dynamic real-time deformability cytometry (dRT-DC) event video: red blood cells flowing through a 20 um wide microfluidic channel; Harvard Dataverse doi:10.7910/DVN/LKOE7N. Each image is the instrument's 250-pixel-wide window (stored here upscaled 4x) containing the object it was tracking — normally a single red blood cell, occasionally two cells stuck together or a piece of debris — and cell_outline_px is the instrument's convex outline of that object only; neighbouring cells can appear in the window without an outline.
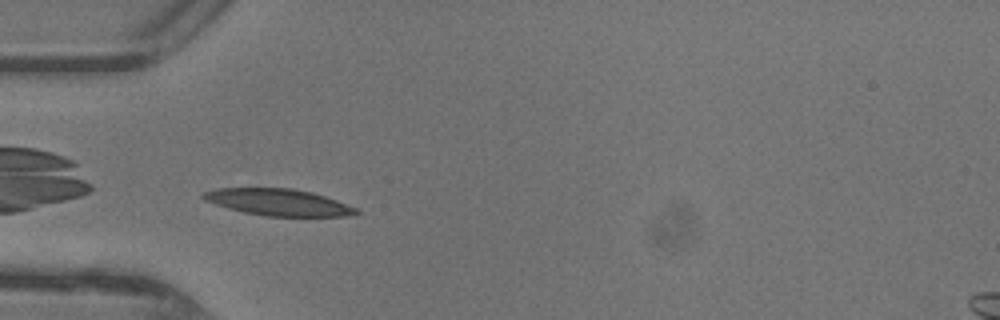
{"species": "common noctule bat (a hibernating species)", "species_latin": "Nyctalus noctula", "temperature_condition": "warm", "stored_images_in_passage": 33, "camera_frame_rate_fps": 3000, "um_per_image_px": 0.085, "animal": {"sex": "female"}, "frame": {"image": 1, "passage_image": 1, "time_ms": 0.0, "image_size_px": [1000, 320], "cell_outline_px": [[360, 212], [344, 216], [264, 216], [244, 212], [228, 208], [204, 200], [200, 196], [204, 192], [216, 188], [292, 188], [312, 192], [336, 200], [356, 208]], "centroid_in_image_um": [23.62, 17.18], "position_along_channel_um": 61.4, "area_um2": 23.58}}
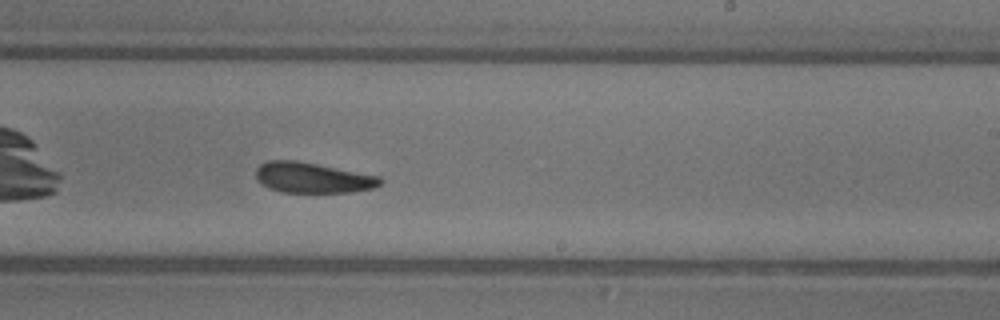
{"frame": {"image": 2, "passage_image": 15, "time_ms": 4.667, "image_size_px": [1000, 320], "cell_outline_px": [[384, 180], [380, 184], [372, 188], [352, 192], [280, 192], [268, 188], [256, 180], [256, 168], [260, 164], [268, 160], [296, 160], [380, 176]], "centroid_in_image_um": [26.54, 15.1], "position_along_channel_um": 262.5, "area_um2": 22.14}}
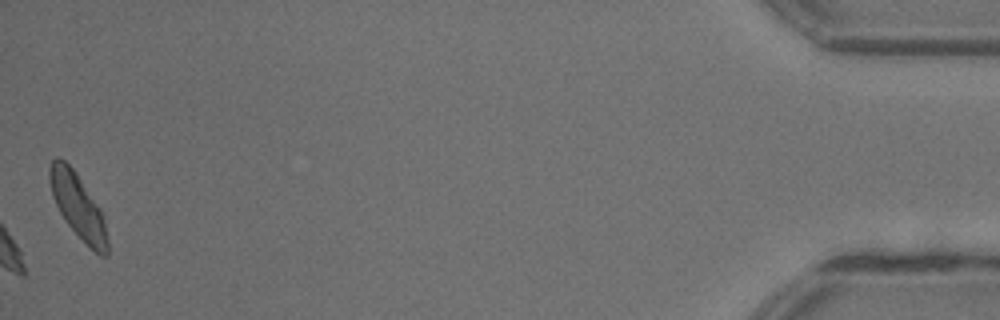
{"frame": {"image": 3, "passage_image": 33, "time_ms": 10.667, "image_size_px": [1000, 320], "cell_outline_px": [[108, 256], [100, 256], [64, 220], [52, 196], [48, 176], [48, 168], [52, 160], [56, 156], [64, 160], [72, 168], [100, 208], [104, 216], [108, 240]], "centroid_in_image_um": [6.62, 17.5], "position_along_channel_um": 428.6, "area_um2": 21.44}, "authors_computed_cell_mechanics": {"area_um2": 22.542, "velocity_mm_per_s": 4.3735, "shape_relaxation_time_tau1_ms": 4.7248, "shape_relaxation_time_tau2_ms": 2.6222, "deformation_change_tau1": 0.1629, "deformation_change_tau2": 0.0973}}